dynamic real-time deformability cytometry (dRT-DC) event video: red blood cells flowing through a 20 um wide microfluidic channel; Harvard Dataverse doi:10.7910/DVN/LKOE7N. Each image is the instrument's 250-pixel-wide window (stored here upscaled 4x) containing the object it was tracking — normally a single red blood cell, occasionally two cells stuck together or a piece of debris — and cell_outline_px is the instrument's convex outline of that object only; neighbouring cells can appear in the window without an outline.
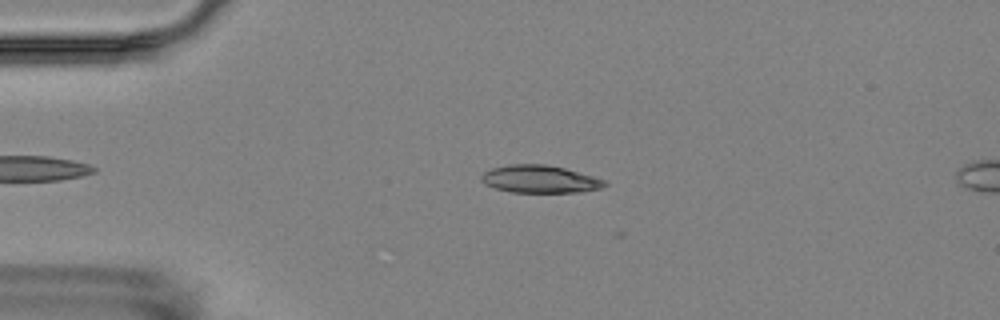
{"species": "Egyptian fruit bat (a non-hibernating species)", "species_latin": "Rousettus aegyptiacus", "temperature_condition": "room temperature", "stored_images_in_passage": 2, "camera_frame_rate_fps": 3000, "um_per_image_px": 0.085, "animal": {"sex": "female"}, "frame": {"image": 1, "passage_image": 1, "time_ms": 0.0, "image_size_px": [1000, 320], "cell_outline_px": [[608, 184], [604, 188], [580, 192], [512, 192], [496, 188], [484, 184], [480, 180], [480, 176], [484, 172], [492, 168], [508, 164], [544, 164], [564, 168], [592, 176], [604, 180]], "centroid_in_image_um": [45.88, 15.22], "position_along_channel_um": 39.1, "area_um2": 19.83}}